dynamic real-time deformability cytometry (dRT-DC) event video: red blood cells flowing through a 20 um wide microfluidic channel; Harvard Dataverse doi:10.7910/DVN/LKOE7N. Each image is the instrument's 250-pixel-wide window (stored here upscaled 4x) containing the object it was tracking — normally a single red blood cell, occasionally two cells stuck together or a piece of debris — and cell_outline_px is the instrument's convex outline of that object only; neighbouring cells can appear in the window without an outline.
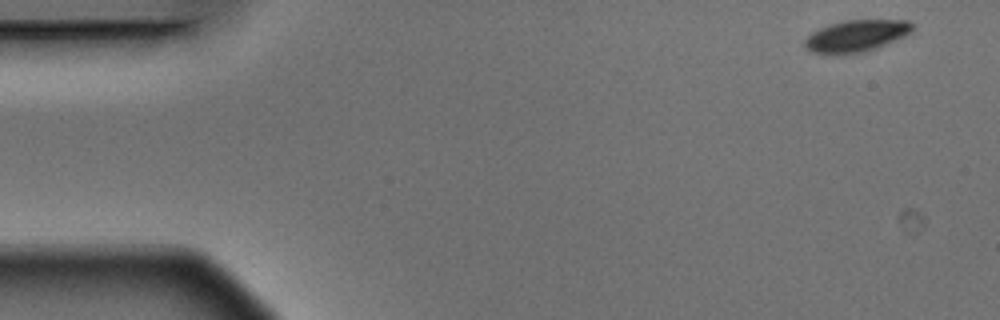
{"species": "Egyptian fruit bat (a non-hibernating species)", "species_latin": "Rousettus aegyptiacus", "temperature_condition": "warm", "stored_images_in_passage": 4, "camera_frame_rate_fps": 3000, "um_per_image_px": 0.085, "animal": {"sex": "male"}, "frame": {"image": 1, "passage_image": 1, "time_ms": 0.0, "image_size_px": [1000, 320], "cell_outline_px": [[912, 32], [904, 36], [864, 52], [812, 52], [804, 48], [804, 40], [812, 32], [828, 24], [844, 20], [908, 20], [912, 24]], "centroid_in_image_um": [72.77, 3.01], "position_along_channel_um": 12.2, "area_um2": 19.36}}
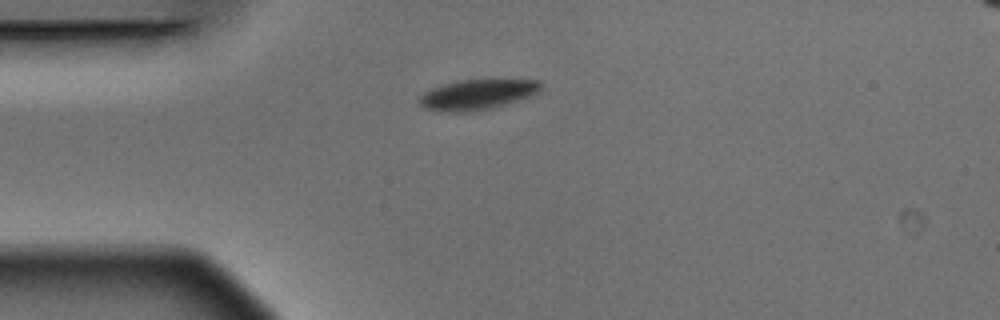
{"frame": {"image": 2, "passage_image": 4, "time_ms": 1.0, "image_size_px": [1000, 320], "cell_outline_px": [[540, 88], [536, 92], [528, 96], [504, 104], [488, 108], [464, 112], [452, 112], [424, 108], [420, 104], [420, 96], [424, 92], [432, 88], [444, 84], [460, 80], [492, 76], [540, 80]], "centroid_in_image_um": [40.61, 7.95], "position_along_channel_um": 44.4, "area_um2": 21.79}}